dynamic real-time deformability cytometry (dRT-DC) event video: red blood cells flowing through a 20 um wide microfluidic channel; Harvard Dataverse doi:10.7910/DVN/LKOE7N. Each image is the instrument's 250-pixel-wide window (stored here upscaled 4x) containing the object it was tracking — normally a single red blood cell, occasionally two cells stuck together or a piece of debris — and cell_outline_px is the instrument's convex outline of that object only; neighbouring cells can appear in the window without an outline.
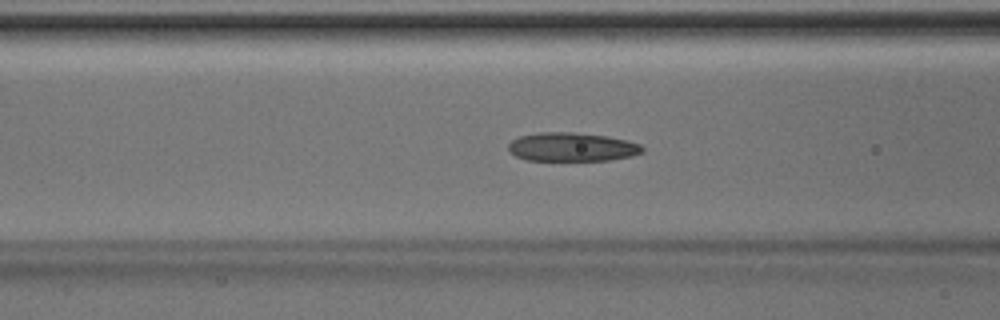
{"species": "Egyptian fruit bat (a non-hibernating species)", "species_latin": "Rousettus aegyptiacus", "temperature_condition": "room temperature", "stored_images_in_passage": 49, "camera_frame_rate_fps": 3000, "um_per_image_px": 0.085, "animal": {"sex": "male"}, "frame": {"image": 1, "passage_image": 19, "time_ms": 6.0, "image_size_px": [1000, 320], "cell_outline_px": [[644, 152], [632, 156], [608, 160], [524, 160], [508, 152], [508, 144], [512, 140], [520, 136], [540, 132], [572, 132], [608, 136], [640, 144], [644, 148]], "centroid_in_image_um": [48.59, 12.49], "position_along_channel_um": 118.0, "area_um2": 22.48}}
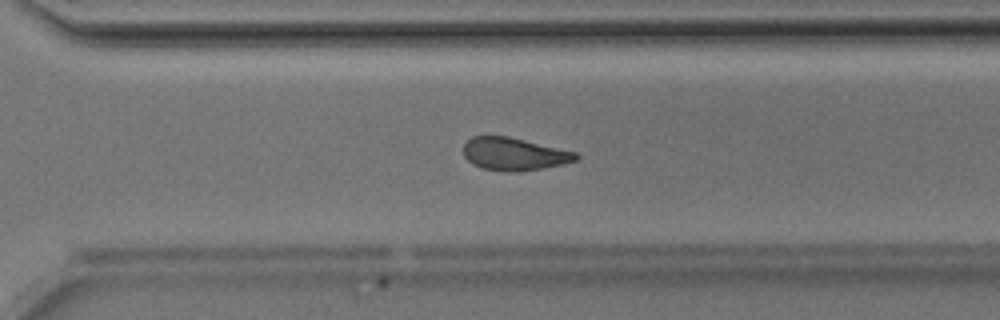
{"frame": {"image": 2, "passage_image": 34, "time_ms": 11.0, "image_size_px": [1000, 320], "cell_outline_px": [[580, 156], [576, 160], [564, 164], [544, 168], [512, 172], [504, 172], [484, 168], [472, 164], [464, 156], [464, 144], [472, 136], [508, 136], [576, 152]], "centroid_in_image_um": [43.7, 13.09], "position_along_channel_um": 326.9, "area_um2": 21.39}}
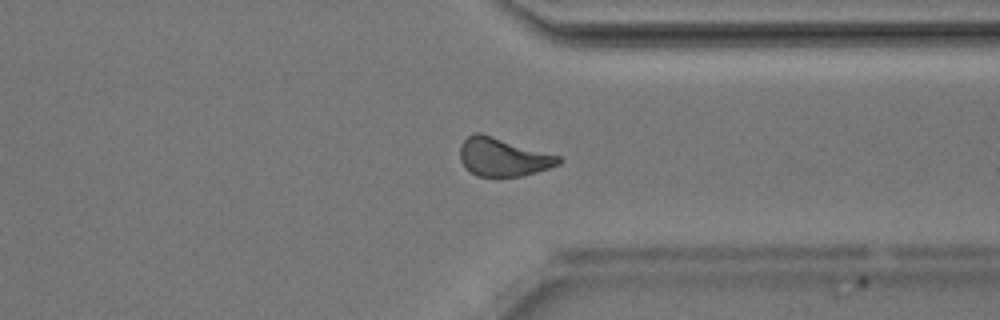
{"frame": {"image": 3, "passage_image": 37, "time_ms": 12.0, "image_size_px": [1000, 320], "cell_outline_px": [[560, 164], [536, 172], [520, 176], [476, 176], [460, 160], [460, 144], [468, 136], [476, 132], [480, 132], [560, 156]], "centroid_in_image_um": [42.75, 13.34], "position_along_channel_um": 368.7, "area_um2": 21.73}, "authors_computed_cell_mechanics": {"area_um2": 22.542, "velocity_mm_per_s": 4.1852, "shape_relaxation_time_tau1_ms": 3.0091, "shape_relaxation_time_tau2_ms": 2.3549, "deformation_change_tau1": 0.1246, "deformation_change_tau2": 0.094}}